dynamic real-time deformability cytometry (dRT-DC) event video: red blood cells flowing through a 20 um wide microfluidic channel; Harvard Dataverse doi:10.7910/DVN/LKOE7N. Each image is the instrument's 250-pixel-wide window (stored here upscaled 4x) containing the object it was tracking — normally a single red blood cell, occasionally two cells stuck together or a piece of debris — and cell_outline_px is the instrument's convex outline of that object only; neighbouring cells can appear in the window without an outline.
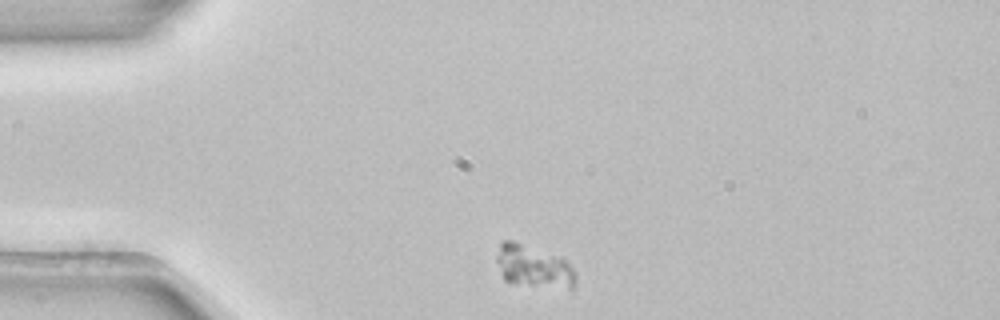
{"species": "common noctule bat (a hibernating species)", "species_latin": "Nyctalus noctula", "temperature_condition": "room temperature", "stored_images_in_passage": 2, "camera_frame_rate_fps": 3000, "um_per_image_px": 0.085, "animal": {"sex": "female", "body_mass_g": 22.7, "forearm_length_mm": 54.2}, "frame": {"image": 1, "passage_image": 1, "time_ms": 0.0, "image_size_px": [1000, 320], "cell_outline_px": [[576, 280], [572, 288], [568, 288], [508, 284], [504, 280], [496, 260], [496, 256], [500, 244], [504, 240], [512, 240], [568, 260], [576, 272]], "centroid_in_image_um": [45.35, 22.67], "position_along_channel_um": 39.7, "area_um2": 19.65}}